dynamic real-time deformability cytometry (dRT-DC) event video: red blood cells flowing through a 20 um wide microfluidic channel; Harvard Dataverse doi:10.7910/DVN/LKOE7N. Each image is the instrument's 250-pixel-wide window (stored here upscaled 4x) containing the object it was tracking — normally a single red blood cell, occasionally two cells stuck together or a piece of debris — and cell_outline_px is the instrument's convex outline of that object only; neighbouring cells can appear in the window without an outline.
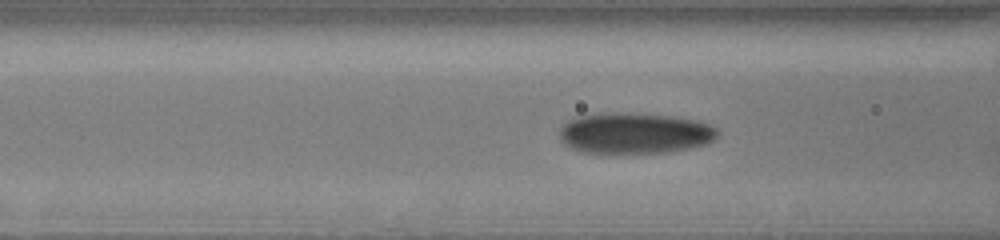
{"species": "human", "species_latin": "Homo sapiens", "temperature_condition": "cold", "stored_images_in_passage": 41, "camera_frame_rate_fps": 3000, "um_per_image_px": 0.085, "donor": {"sex": "male"}, "frame": {"image": 1, "passage_image": 8, "time_ms": 1.333, "image_size_px": [1000, 240], "cell_outline_px": [[720, 132], [708, 144], [668, 152], [584, 152], [572, 148], [564, 144], [560, 140], [560, 128], [568, 120], [580, 116], [600, 112], [604, 112], [672, 116], [696, 120], [708, 124], [716, 128]], "centroid_in_image_um": [53.94, 11.31], "position_along_channel_um": 112.7, "area_um2": 37.34}}
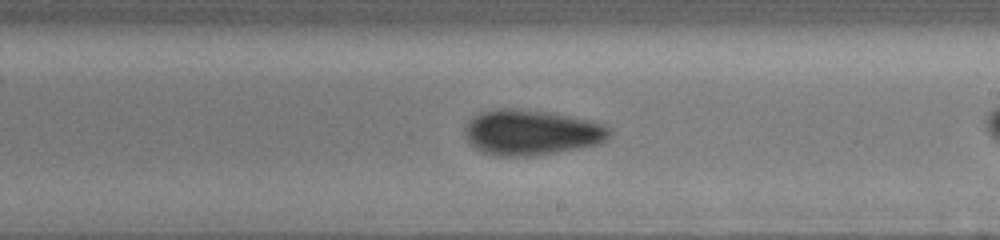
{"frame": {"image": 2, "passage_image": 23, "time_ms": 4.667, "image_size_px": [1000, 240], "cell_outline_px": [[612, 132], [608, 140], [600, 144], [580, 148], [536, 156], [496, 156], [480, 152], [464, 136], [464, 128], [480, 112], [496, 108], [512, 108], [548, 112], [608, 124], [612, 128]], "centroid_in_image_um": [45.22, 11.27], "position_along_channel_um": 243.8, "area_um2": 38.61}}
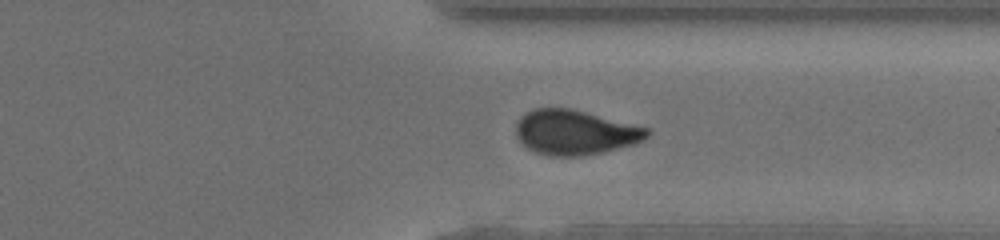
{"frame": {"image": 3, "passage_image": 38, "time_ms": 7.667, "image_size_px": [1000, 240], "cell_outline_px": [[652, 132], [644, 140], [636, 144], [600, 152], [580, 156], [552, 156], [536, 152], [528, 148], [516, 136], [516, 124], [520, 116], [524, 112], [532, 108], [572, 108], [648, 128]], "centroid_in_image_um": [48.87, 11.23], "position_along_channel_um": 362.5, "area_um2": 34.28}}